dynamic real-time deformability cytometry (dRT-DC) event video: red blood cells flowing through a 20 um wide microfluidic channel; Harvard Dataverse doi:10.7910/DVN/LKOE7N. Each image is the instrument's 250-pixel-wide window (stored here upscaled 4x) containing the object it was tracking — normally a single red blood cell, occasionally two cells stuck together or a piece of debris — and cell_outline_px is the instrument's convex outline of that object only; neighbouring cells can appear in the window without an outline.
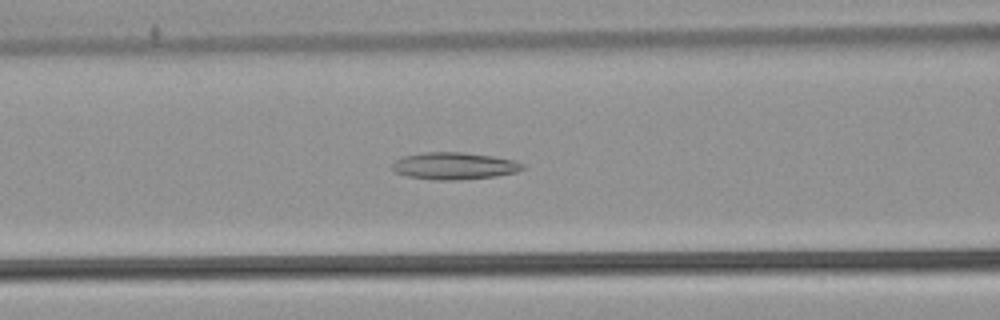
{"species": "common noctule bat (a hibernating species)", "species_latin": "Nyctalus noctula", "temperature_condition": "warm", "stored_images_in_passage": 41, "camera_frame_rate_fps": 3000, "um_per_image_px": 0.085, "animal": {"sex": "male", "body_mass_g": 21.5, "forearm_length_mm": 52.0}, "frame": {"image": 1, "passage_image": 17, "time_ms": 5.333, "image_size_px": [1000, 320], "cell_outline_px": [[524, 168], [516, 172], [496, 176], [460, 180], [436, 180], [408, 176], [396, 172], [388, 168], [396, 160], [404, 156], [424, 152], [464, 152], [492, 156], [512, 160], [524, 164]], "centroid_in_image_um": [38.58, 14.1], "position_along_channel_um": 128.0, "area_um2": 20.58}}
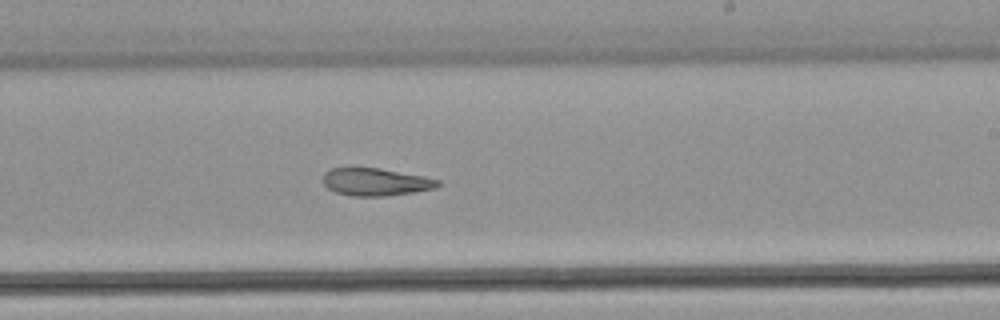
{"frame": {"image": 2, "passage_image": 27, "time_ms": 8.667, "image_size_px": [1000, 320], "cell_outline_px": [[440, 184], [436, 188], [388, 196], [352, 196], [336, 192], [328, 188], [324, 184], [324, 172], [332, 168], [352, 164], [380, 168], [424, 176], [440, 180]], "centroid_in_image_um": [31.88, 15.42], "position_along_channel_um": 257.1, "area_um2": 19.07}}
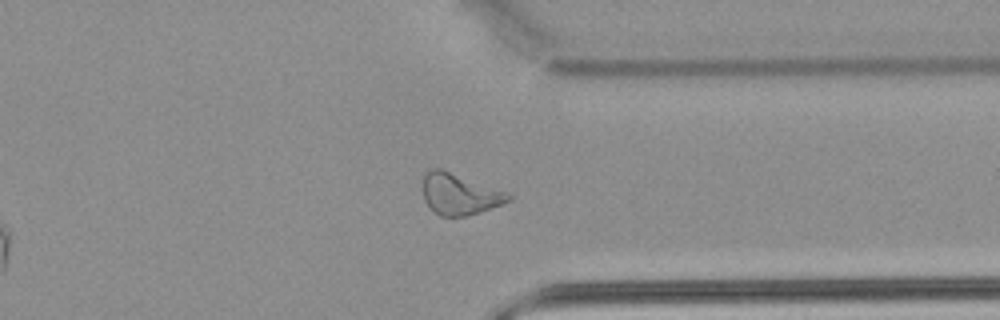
{"frame": {"image": 3, "passage_image": 36, "time_ms": 11.667, "image_size_px": [1000, 320], "cell_outline_px": [[512, 200], [480, 212], [468, 216], [440, 216], [432, 212], [424, 200], [424, 172], [432, 168], [440, 168], [508, 192], [512, 196]], "centroid_in_image_um": [39.06, 16.51], "position_along_channel_um": 372.3, "area_um2": 20.58}, "authors_computed_cell_mechanics": {"area_um2": 20.5768, "velocity_mm_per_s": 3.8814, "shape_relaxation_time_tau1_ms": null, "shape_relaxation_time_tau2_ms": 11.0945, "deformation_change_tau1": null, "deformation_change_tau2": 0.2668}}